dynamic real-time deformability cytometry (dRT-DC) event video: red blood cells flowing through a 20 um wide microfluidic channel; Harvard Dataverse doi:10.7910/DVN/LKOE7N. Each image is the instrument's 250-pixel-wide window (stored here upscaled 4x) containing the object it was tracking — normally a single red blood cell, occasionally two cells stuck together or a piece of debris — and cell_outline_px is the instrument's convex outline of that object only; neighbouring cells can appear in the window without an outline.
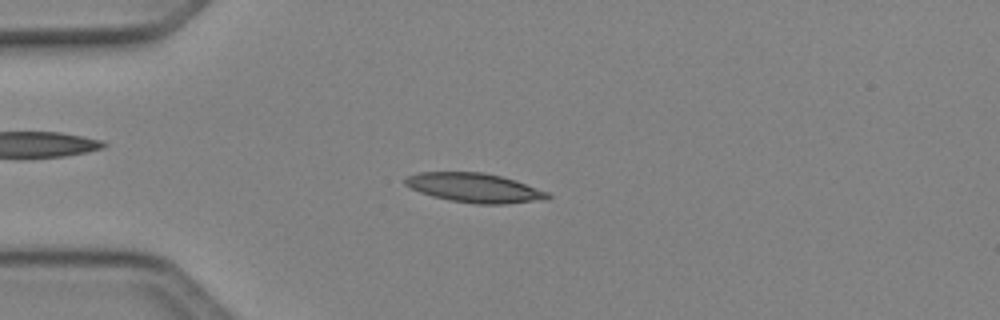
{"species": "Egyptian fruit bat (a non-hibernating species)", "species_latin": "Rousettus aegyptiacus", "temperature_condition": "cold", "stored_images_in_passage": 48, "camera_frame_rate_fps": 3000, "um_per_image_px": 0.085, "animal": {"sex": "female"}, "frame": {"image": 1, "passage_image": 12, "time_ms": 3.667, "image_size_px": [1000, 320], "cell_outline_px": [[552, 196], [548, 200], [508, 204], [476, 204], [448, 200], [432, 196], [420, 192], [404, 184], [404, 180], [408, 176], [420, 172], [484, 172], [516, 180], [548, 192]], "centroid_in_image_um": [40.39, 15.97], "position_along_channel_um": 44.6, "area_um2": 24.51}}
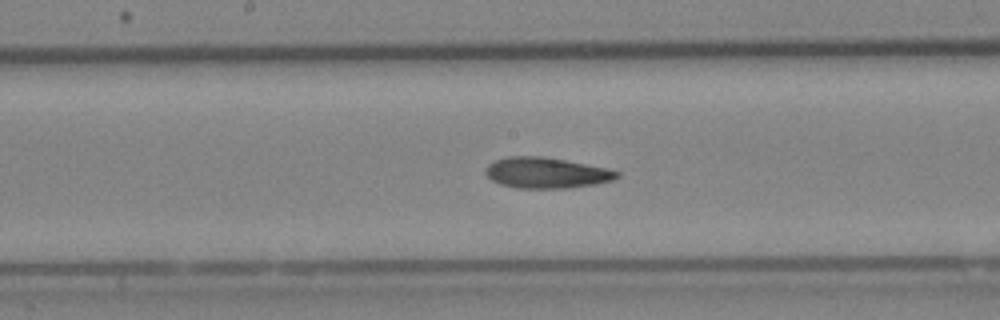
{"frame": {"image": 2, "passage_image": 25, "time_ms": 8.0, "image_size_px": [1000, 320], "cell_outline_px": [[620, 176], [612, 180], [596, 184], [568, 188], [516, 188], [500, 184], [492, 180], [484, 172], [488, 164], [496, 160], [508, 156], [540, 156], [564, 160], [608, 168], [620, 172]], "centroid_in_image_um": [46.44, 14.69], "position_along_channel_um": 201.8, "area_um2": 23.52}}
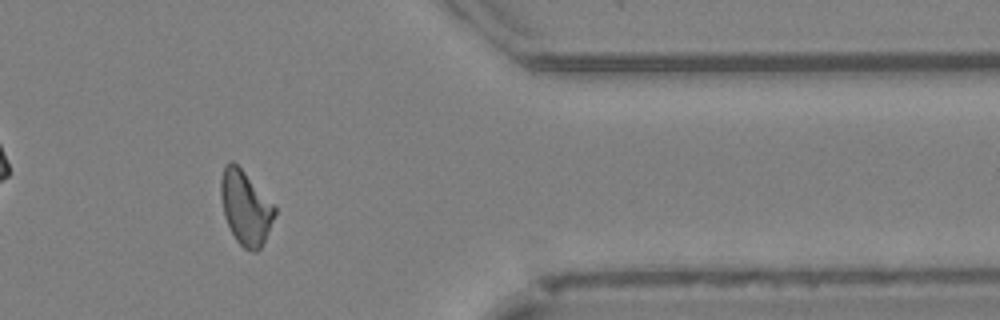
{"frame": {"image": 3, "passage_image": 40, "time_ms": 13.0, "image_size_px": [1000, 320], "cell_outline_px": [[276, 212], [264, 240], [260, 248], [256, 252], [252, 252], [244, 248], [236, 240], [224, 216], [220, 196], [220, 180], [224, 164], [232, 160], [244, 172], [276, 208]], "centroid_in_image_um": [20.83, 17.64], "position_along_channel_um": 390.6, "area_um2": 22.77}, "authors_computed_cell_mechanics": {"area_um2": 22.8599, "velocity_mm_per_s": 4.1538, "shape_relaxation_time_tau1_ms": 5.3203, "shape_relaxation_time_tau2_ms": 6.162, "deformation_change_tau1": 0.1447, "deformation_change_tau2": 0.1322}}